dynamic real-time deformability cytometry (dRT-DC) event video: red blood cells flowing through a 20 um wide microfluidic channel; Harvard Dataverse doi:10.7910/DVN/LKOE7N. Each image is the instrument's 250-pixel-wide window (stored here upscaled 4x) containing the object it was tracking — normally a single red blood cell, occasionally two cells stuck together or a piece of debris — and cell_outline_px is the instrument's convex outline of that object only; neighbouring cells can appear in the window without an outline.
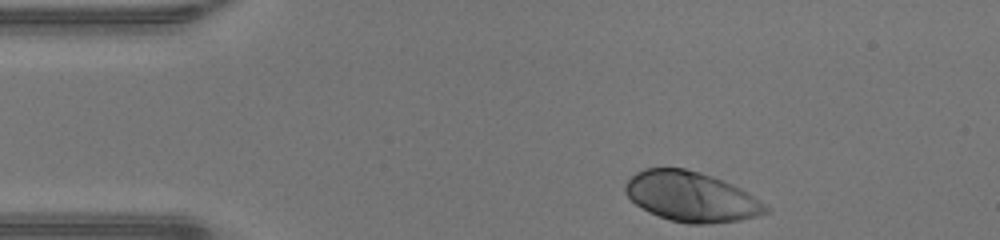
{"species": "human", "species_latin": "Homo sapiens", "temperature_condition": "warm", "stored_images_in_passage": 32, "camera_frame_rate_fps": 3000, "um_per_image_px": 0.085, "donor": {"sex": "male"}, "frame": {"image": 1, "passage_image": 1, "time_ms": 0.0, "image_size_px": [1000, 240], "cell_outline_px": [[772, 208], [768, 212], [756, 216], [740, 220], [708, 224], [688, 224], [672, 220], [648, 212], [636, 204], [624, 192], [624, 184], [636, 172], [644, 168], [684, 168], [700, 172], [724, 180], [748, 192]], "centroid_in_image_um": [58.77, 16.72], "position_along_channel_um": 26.2, "area_um2": 40.92}}
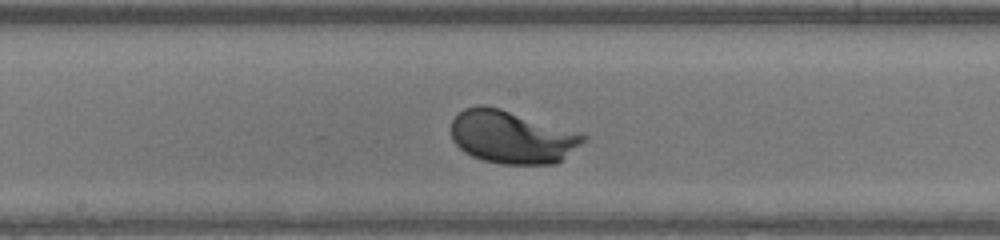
{"frame": {"image": 2, "passage_image": 18, "time_ms": 5.667, "image_size_px": [1000, 240], "cell_outline_px": [[588, 140], [556, 164], [500, 164], [484, 160], [472, 156], [464, 152], [452, 140], [452, 120], [464, 108], [476, 104], [484, 104], [500, 108], [580, 132], [588, 136]], "centroid_in_image_um": [43.54, 11.64], "position_along_channel_um": 204.7, "area_um2": 41.04}}
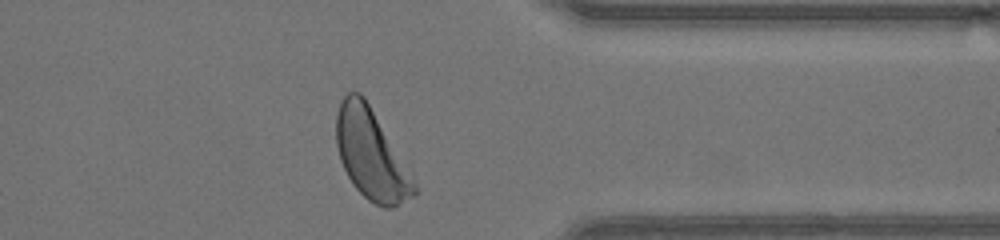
{"frame": {"image": 3, "passage_image": 31, "time_ms": 10.0, "image_size_px": [1000, 240], "cell_outline_px": [[420, 192], [416, 196], [392, 208], [384, 208], [368, 200], [352, 184], [340, 160], [336, 144], [336, 116], [340, 100], [348, 92], [360, 92], [364, 96], [420, 188]], "centroid_in_image_um": [31.57, 13.16], "position_along_channel_um": 379.8, "area_um2": 40.92}, "authors_computed_cell_mechanics": {"area_um2": 39.882, "velocity_mm_per_s": 4.2792, "shape_relaxation_time_tau1_ms": 1.3509, "shape_relaxation_time_tau2_ms": null, "deformation_change_tau1": 0.1411, "deformation_change_tau2": null}}